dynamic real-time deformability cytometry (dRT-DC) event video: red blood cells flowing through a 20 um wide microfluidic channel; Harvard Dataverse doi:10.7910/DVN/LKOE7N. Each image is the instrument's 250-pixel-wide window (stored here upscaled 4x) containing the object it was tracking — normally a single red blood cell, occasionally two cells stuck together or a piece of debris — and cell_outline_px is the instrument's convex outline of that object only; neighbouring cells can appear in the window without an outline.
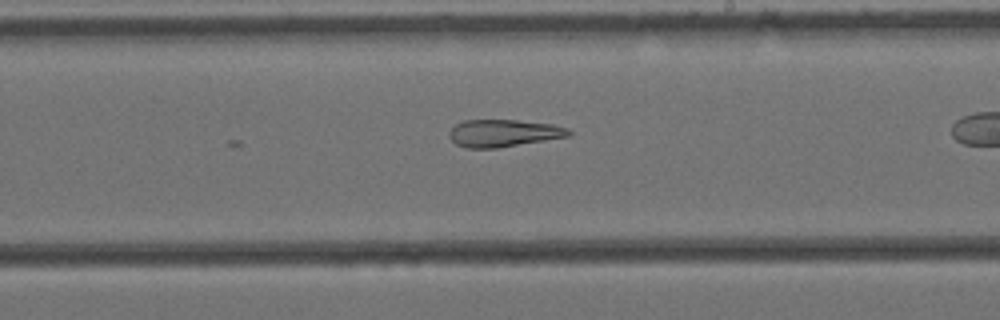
{"species": "Egyptian fruit bat (a non-hibernating species)", "species_latin": "Rousettus aegyptiacus", "temperature_condition": "cold", "stored_images_in_passage": 17, "camera_frame_rate_fps": 3000, "um_per_image_px": 0.085, "animal": {"sex": "female"}, "frame": {"image": 1, "passage_image": 9, "time_ms": 2.667, "image_size_px": [1000, 320], "cell_outline_px": [[572, 132], [568, 136], [496, 148], [464, 148], [456, 144], [448, 136], [448, 132], [456, 124], [464, 120], [516, 120], [552, 124], [568, 128]], "centroid_in_image_um": [42.75, 11.31], "position_along_channel_um": 246.2, "area_um2": 18.9}}